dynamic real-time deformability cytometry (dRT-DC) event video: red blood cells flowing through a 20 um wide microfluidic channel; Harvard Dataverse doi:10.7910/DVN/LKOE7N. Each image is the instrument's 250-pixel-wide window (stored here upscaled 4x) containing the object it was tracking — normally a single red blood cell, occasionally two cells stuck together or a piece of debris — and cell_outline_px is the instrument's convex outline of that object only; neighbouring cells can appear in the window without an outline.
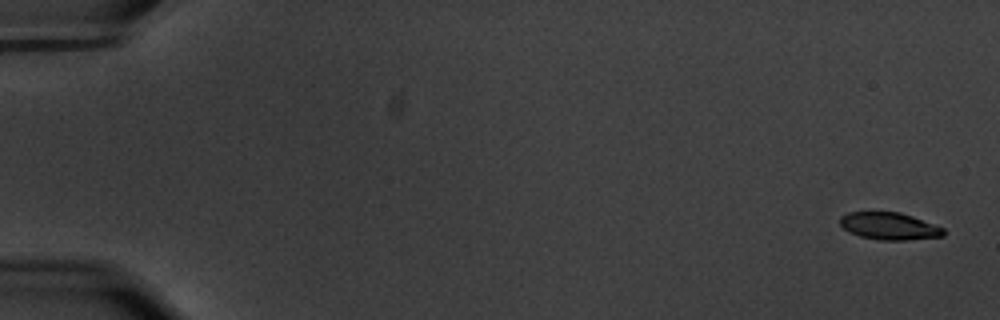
{"species": "common noctule bat (a hibernating species)", "species_latin": "Nyctalus noctula", "temperature_condition": "warm", "stored_images_in_passage": 60, "camera_frame_rate_fps": 3000, "um_per_image_px": 0.085, "animal": {"sex": "male", "body_mass_g": 20.1, "forearm_length_mm": 53.5}, "frame": {"image": 1, "passage_image": 2, "time_ms": 0.333, "image_size_px": [1000, 320], "cell_outline_px": [[944, 236], [908, 240], [880, 240], [860, 236], [844, 228], [840, 224], [840, 216], [848, 212], [900, 212], [912, 216], [944, 228]], "centroid_in_image_um": [75.6, 19.22], "position_along_channel_um": 9.4, "area_um2": 16.3}}
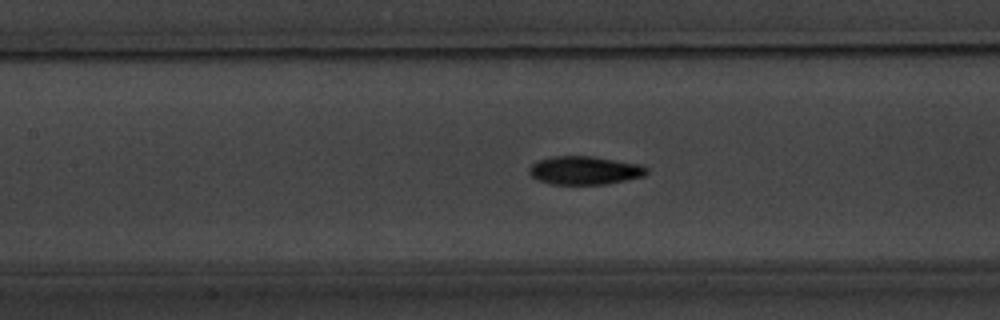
{"frame": {"image": 2, "passage_image": 28, "time_ms": 9.0, "image_size_px": [1000, 320], "cell_outline_px": [[648, 172], [644, 176], [608, 184], [548, 184], [536, 180], [528, 172], [528, 168], [532, 164], [540, 160], [556, 156], [592, 156], [644, 164], [648, 168]], "centroid_in_image_um": [49.73, 14.48], "position_along_channel_um": 157.7, "area_um2": 19.65}}
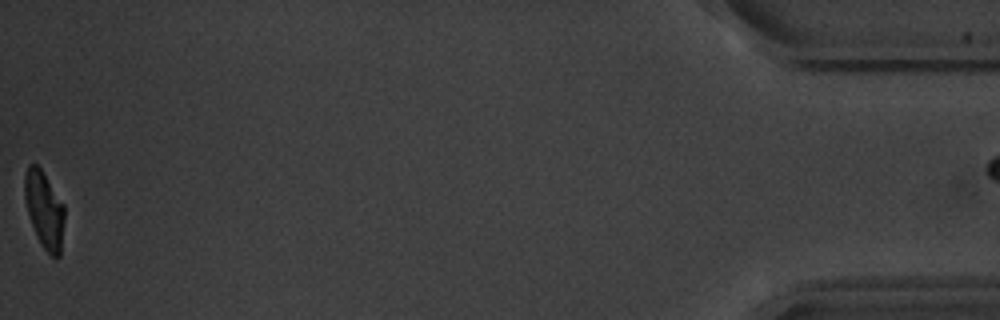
{"frame": {"image": 3, "passage_image": 59, "time_ms": 19.333, "image_size_px": [1000, 320], "cell_outline_px": [[64, 220], [60, 256], [52, 256], [40, 244], [36, 236], [28, 212], [24, 196], [24, 176], [28, 164], [36, 164], [40, 168], [64, 204]], "centroid_in_image_um": [3.76, 17.82], "position_along_channel_um": 431.4, "area_um2": 17.69}}